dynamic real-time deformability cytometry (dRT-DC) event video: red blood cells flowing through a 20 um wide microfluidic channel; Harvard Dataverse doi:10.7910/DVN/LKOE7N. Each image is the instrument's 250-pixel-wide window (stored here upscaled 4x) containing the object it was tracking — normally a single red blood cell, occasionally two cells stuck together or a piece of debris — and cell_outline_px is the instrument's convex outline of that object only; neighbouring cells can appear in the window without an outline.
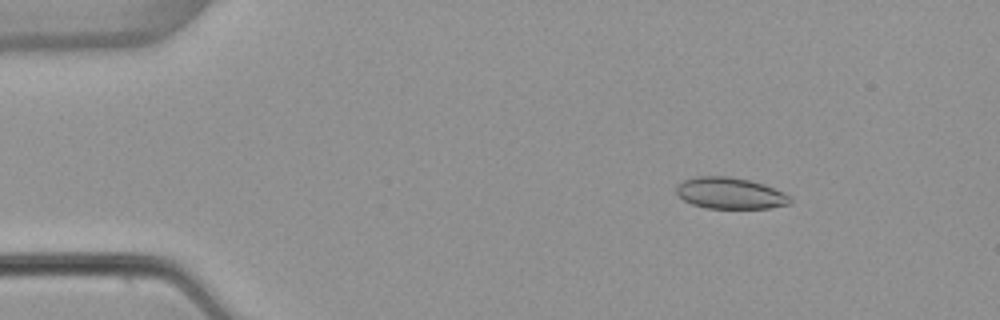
{"species": "common noctule bat (a hibernating species)", "species_latin": "Nyctalus noctula", "temperature_condition": "warm", "stored_images_in_passage": 46, "camera_frame_rate_fps": 3000, "um_per_image_px": 0.085, "animal": {"sex": "female", "body_mass_g": 22.7, "forearm_length_mm": 54.2}, "frame": {"image": 1, "passage_image": 1, "time_ms": 0.0, "image_size_px": [1000, 320], "cell_outline_px": [[792, 200], [788, 204], [768, 208], [704, 208], [692, 204], [684, 200], [676, 192], [676, 184], [684, 180], [696, 176], [728, 176], [748, 180], [764, 184], [784, 192], [792, 196]], "centroid_in_image_um": [62.06, 16.42], "position_along_channel_um": 22.9, "area_um2": 20.87}}
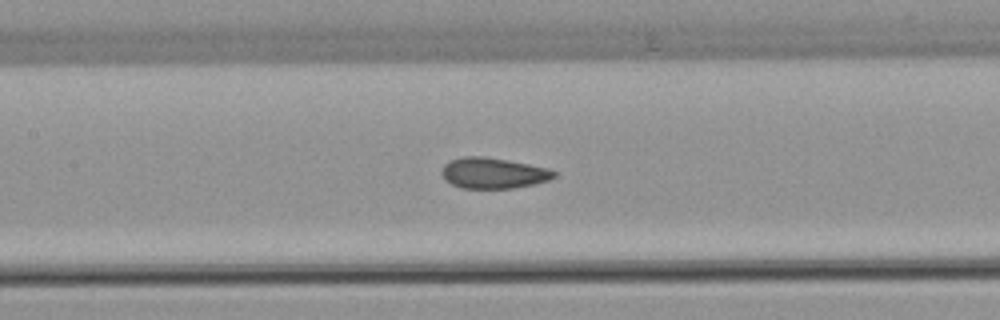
{"frame": {"image": 2, "passage_image": 18, "time_ms": 5.667, "image_size_px": [1000, 320], "cell_outline_px": [[556, 176], [548, 180], [532, 184], [512, 188], [460, 188], [444, 180], [440, 172], [444, 164], [452, 160], [464, 156], [484, 156], [508, 160], [548, 168], [556, 172]], "centroid_in_image_um": [41.89, 14.71], "position_along_channel_um": 165.5, "area_um2": 20.11}}
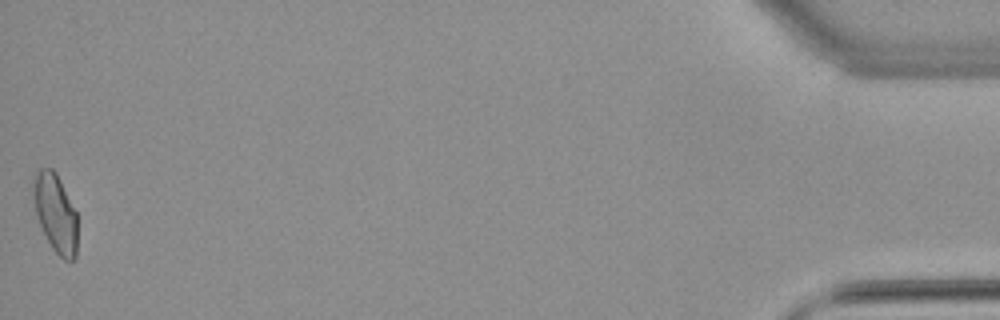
{"frame": {"image": 3, "passage_image": 46, "time_ms": 15.0, "image_size_px": [1000, 320], "cell_outline_px": [[76, 256], [72, 260], [64, 260], [52, 248], [36, 216], [32, 192], [32, 184], [36, 172], [40, 168], [52, 168], [56, 172], [76, 212]], "centroid_in_image_um": [4.69, 18.08], "position_along_channel_um": 430.5, "area_um2": 19.94}, "authors_computed_cell_mechanics": {"area_um2": 20.2878, "velocity_mm_per_s": 3.8957, "shape_relaxation_time_tau1_ms": null, "shape_relaxation_time_tau2_ms": 1.3078, "deformation_change_tau1": null, "deformation_change_tau2": 0.06}}